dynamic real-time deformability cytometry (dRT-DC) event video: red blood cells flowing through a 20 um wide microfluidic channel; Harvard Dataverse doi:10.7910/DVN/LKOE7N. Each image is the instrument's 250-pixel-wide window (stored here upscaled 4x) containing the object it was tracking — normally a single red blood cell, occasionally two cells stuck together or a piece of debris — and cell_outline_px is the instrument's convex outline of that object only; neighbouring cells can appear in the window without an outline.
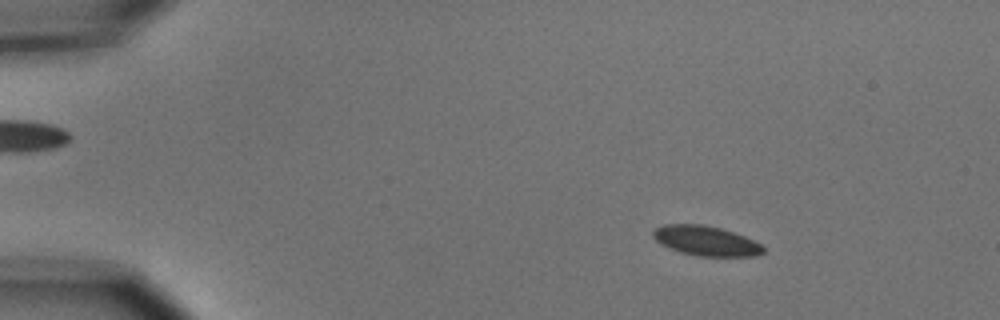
{"species": "common noctule bat (a hibernating species)", "species_latin": "Nyctalus noctula", "temperature_condition": "cold", "stored_images_in_passage": 6, "camera_frame_rate_fps": 3000, "um_per_image_px": 0.085, "animal": {"sex": "male", "body_mass_g": 15.6}, "frame": {"image": 1, "passage_image": 2, "time_ms": 1.0, "image_size_px": [1000, 320], "cell_outline_px": [[764, 252], [756, 256], [696, 256], [680, 252], [660, 244], [652, 236], [652, 232], [656, 228], [664, 224], [704, 224], [720, 228], [744, 236], [760, 244], [764, 248]], "centroid_in_image_um": [59.97, 20.47], "position_along_channel_um": 25.0, "area_um2": 19.07}}
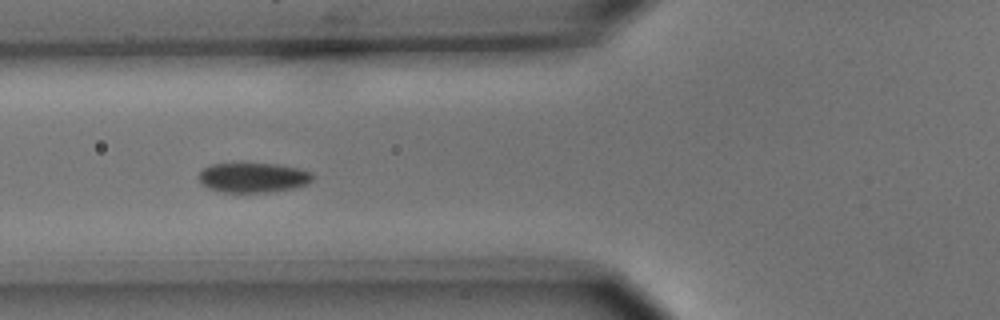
{"frame": {"image": 2, "passage_image": 5, "time_ms": 5.333, "image_size_px": [1000, 320], "cell_outline_px": [[312, 180], [308, 184], [292, 188], [268, 192], [224, 192], [208, 188], [200, 184], [196, 176], [204, 168], [212, 164], [276, 164], [300, 168], [312, 172]], "centroid_in_image_um": [21.49, 15.1], "position_along_channel_um": 104.3, "area_um2": 19.77}}
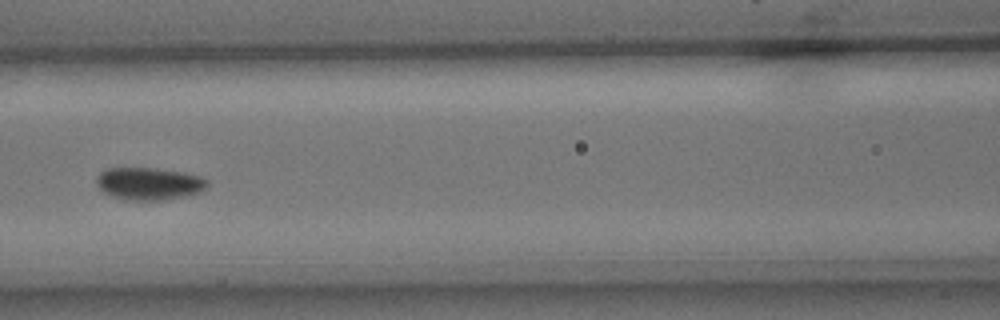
{"frame": {"image": 3, "passage_image": 6, "time_ms": 6.667, "image_size_px": [1000, 320], "cell_outline_px": [[208, 188], [200, 192], [184, 196], [164, 200], [124, 200], [112, 196], [104, 192], [96, 184], [96, 176], [100, 172], [108, 168], [156, 168], [184, 172], [200, 176], [208, 180]], "centroid_in_image_um": [12.68, 15.61], "position_along_channel_um": 153.9, "area_um2": 21.15}}